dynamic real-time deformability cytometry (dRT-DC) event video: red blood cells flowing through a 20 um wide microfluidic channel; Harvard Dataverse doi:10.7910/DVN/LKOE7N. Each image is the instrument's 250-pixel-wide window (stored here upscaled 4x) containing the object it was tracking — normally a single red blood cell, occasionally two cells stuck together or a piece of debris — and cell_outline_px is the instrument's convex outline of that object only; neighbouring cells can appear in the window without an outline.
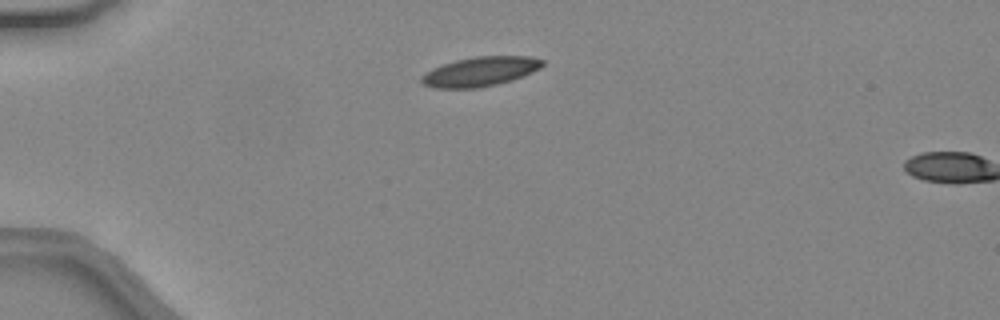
{"species": "common noctule bat (a hibernating species)", "species_latin": "Nyctalus noctula", "temperature_condition": "warm", "stored_images_in_passage": 2, "camera_frame_rate_fps": 3000, "um_per_image_px": 0.085, "animal": {"sex": "female", "body_mass_g": 24.6, "forearm_length_mm": 56.2}, "frame": {"image": 1, "passage_image": 1, "time_ms": 0.0, "image_size_px": [1000, 320], "cell_outline_px": [[544, 64], [540, 68], [532, 72], [512, 80], [496, 84], [476, 88], [432, 88], [424, 84], [420, 80], [420, 76], [432, 68], [456, 60], [476, 56], [528, 56], [544, 60]], "centroid_in_image_um": [40.8, 6.08], "position_along_channel_um": 44.2, "area_um2": 20.69}}